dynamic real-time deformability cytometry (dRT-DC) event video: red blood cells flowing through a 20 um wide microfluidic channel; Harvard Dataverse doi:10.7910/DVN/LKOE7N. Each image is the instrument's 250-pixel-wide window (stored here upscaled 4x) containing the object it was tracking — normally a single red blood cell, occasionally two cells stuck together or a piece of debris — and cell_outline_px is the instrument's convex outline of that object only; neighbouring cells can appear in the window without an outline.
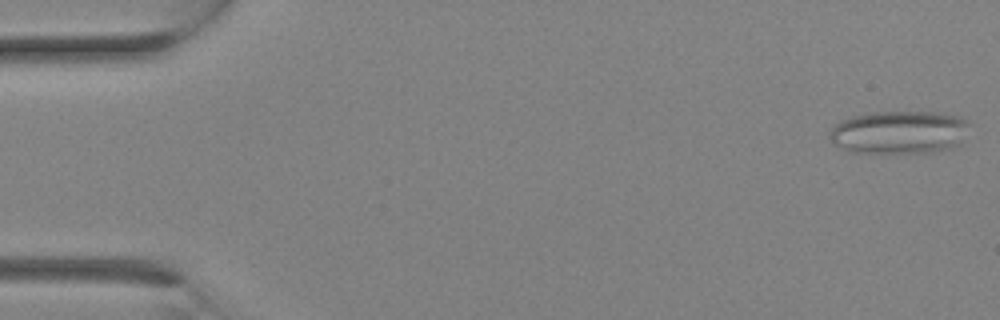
{"species": "Egyptian fruit bat (a non-hibernating species)", "species_latin": "Rousettus aegyptiacus", "temperature_condition": "room temperature", "stored_images_in_passage": 10, "camera_frame_rate_fps": 3000, "um_per_image_px": 0.085, "animal": {"sex": "female"}, "frame": {"image": 1, "passage_image": 1, "time_ms": 0.0, "image_size_px": [1000, 320], "cell_outline_px": [[972, 124], [960, 144], [952, 148], [932, 152], [848, 152], [832, 144], [828, 132], [840, 120], [852, 116], [872, 112], [936, 112], [960, 116], [968, 120]], "centroid_in_image_um": [76.45, 11.23], "position_along_channel_um": 8.5, "area_um2": 35.55}}
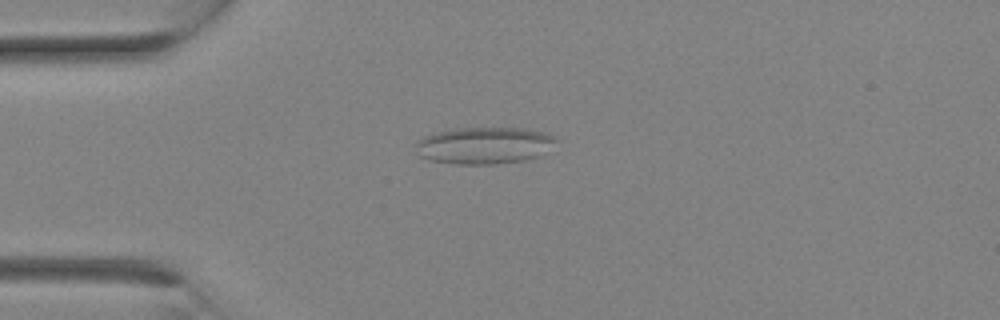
{"frame": {"image": 2, "passage_image": 7, "time_ms": 2.0, "image_size_px": [1000, 320], "cell_outline_px": [[560, 140], [540, 156], [524, 160], [496, 164], [456, 164], [428, 160], [420, 156], [416, 152], [416, 140], [424, 136], [436, 132], [456, 128], [524, 128], [544, 132], [556, 136]], "centroid_in_image_um": [41.17, 12.36], "position_along_channel_um": 43.8, "area_um2": 30.52}}